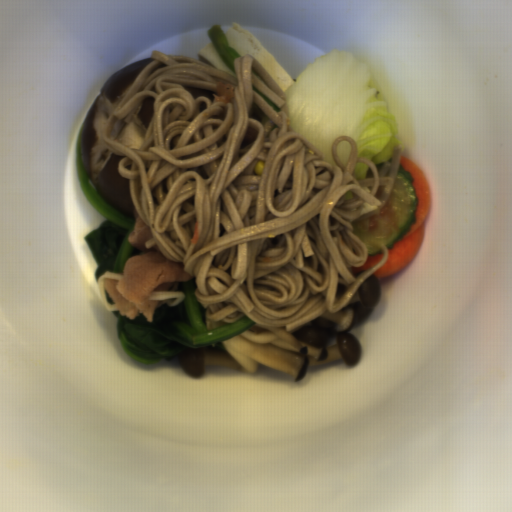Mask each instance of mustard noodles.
Here are the masks:
<instances>
[{"label": "mustard noodles", "mask_w": 512, "mask_h": 512, "mask_svg": "<svg viewBox=\"0 0 512 512\" xmlns=\"http://www.w3.org/2000/svg\"><path fill=\"white\" fill-rule=\"evenodd\" d=\"M152 60L132 81L105 119L102 148L122 157L119 175L129 179L131 203L157 246L195 277L193 295L205 309L207 330L246 316L286 332L336 314L363 281L386 263L357 274L369 247L353 222L373 217L387 204L399 173L402 144L379 172L358 156L352 136L332 139V165L297 131L289 114L276 111L285 92L252 54L233 59L236 77L199 59L152 49ZM216 82H232L230 103L216 100ZM155 99L149 127L136 110ZM142 127L140 149L117 141L129 122ZM349 142L344 166L336 144ZM258 160L262 175L253 168ZM357 163L369 166L354 179Z\"/></svg>", "instance_id": "mustard-noodles-1"}, {"label": "mustard noodles", "mask_w": 512, "mask_h": 512, "mask_svg": "<svg viewBox=\"0 0 512 512\" xmlns=\"http://www.w3.org/2000/svg\"><path fill=\"white\" fill-rule=\"evenodd\" d=\"M185 294L181 291H170V290H153L148 300L153 302H166L170 306H175L181 302Z\"/></svg>", "instance_id": "mustard-noodles-2"}, {"label": "mustard noodles", "mask_w": 512, "mask_h": 512, "mask_svg": "<svg viewBox=\"0 0 512 512\" xmlns=\"http://www.w3.org/2000/svg\"><path fill=\"white\" fill-rule=\"evenodd\" d=\"M124 275L122 274H117V273H112V272H104L100 278L98 279V289H99V293H100V297H101V300H102V303L104 305V307L106 308L107 311H119L116 304H110L109 301H108V298H107V295H106V292H105V286H104V280L105 279H114V280H120L123 278Z\"/></svg>", "instance_id": "mustard-noodles-3"}]
</instances>
